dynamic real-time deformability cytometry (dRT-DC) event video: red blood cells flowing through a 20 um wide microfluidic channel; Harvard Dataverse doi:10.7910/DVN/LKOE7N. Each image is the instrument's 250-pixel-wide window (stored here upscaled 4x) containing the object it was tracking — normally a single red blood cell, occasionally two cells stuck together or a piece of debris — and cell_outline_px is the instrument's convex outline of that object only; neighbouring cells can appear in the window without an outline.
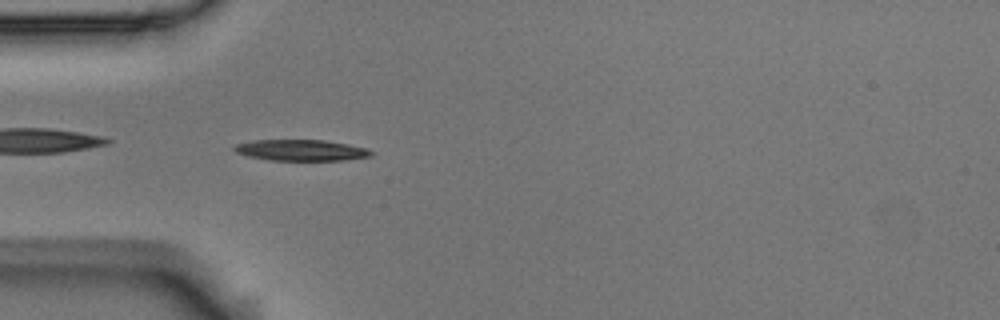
{"species": "Egyptian fruit bat (a non-hibernating species)", "species_latin": "Rousettus aegyptiacus", "temperature_condition": "room temperature", "stored_images_in_passage": 42, "camera_frame_rate_fps": 3000, "um_per_image_px": 0.085, "animal": {"sex": "male"}, "frame": {"image": 1, "passage_image": 2, "time_ms": 0.333, "image_size_px": [1000, 320], "cell_outline_px": [[372, 156], [344, 160], [268, 160], [248, 156], [236, 152], [232, 148], [236, 144], [252, 140], [324, 140], [348, 144], [364, 148], [372, 152]], "centroid_in_image_um": [25.55, 12.76], "position_along_channel_um": 59.4, "area_um2": 16.7}}
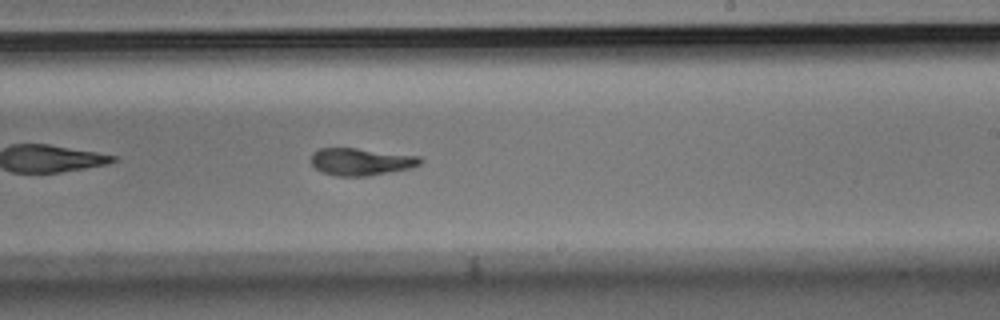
{"frame": {"image": 2, "passage_image": 19, "time_ms": 6.0, "image_size_px": [1000, 320], "cell_outline_px": [[424, 160], [420, 164], [408, 168], [368, 176], [336, 176], [320, 172], [312, 164], [312, 152], [320, 148], [356, 148], [420, 156]], "centroid_in_image_um": [30.67, 13.74], "position_along_channel_um": 258.3, "area_um2": 17.28}}
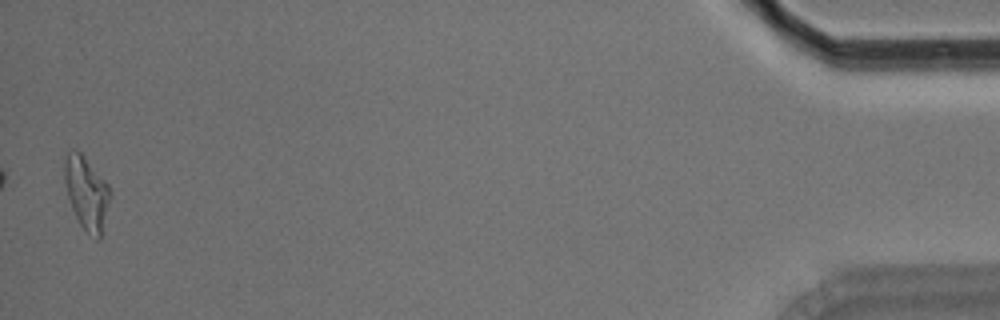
{"frame": {"image": 3, "passage_image": 41, "time_ms": 13.333, "image_size_px": [1000, 320], "cell_outline_px": [[112, 196], [100, 240], [96, 240], [88, 236], [80, 224], [72, 208], [68, 196], [64, 180], [64, 160], [68, 152], [72, 148], [76, 148], [84, 156], [108, 184], [112, 192]], "centroid_in_image_um": [7.38, 16.43], "position_along_channel_um": 427.8, "area_um2": 19.83}, "authors_computed_cell_mechanics": {"area_um2": 17.918, "velocity_mm_per_s": 3.5561, "shape_relaxation_time_tau1_ms": 4.4137, "shape_relaxation_time_tau2_ms": 2.6836, "deformation_change_tau1": 0.1933, "deformation_change_tau2": 0.1114}}